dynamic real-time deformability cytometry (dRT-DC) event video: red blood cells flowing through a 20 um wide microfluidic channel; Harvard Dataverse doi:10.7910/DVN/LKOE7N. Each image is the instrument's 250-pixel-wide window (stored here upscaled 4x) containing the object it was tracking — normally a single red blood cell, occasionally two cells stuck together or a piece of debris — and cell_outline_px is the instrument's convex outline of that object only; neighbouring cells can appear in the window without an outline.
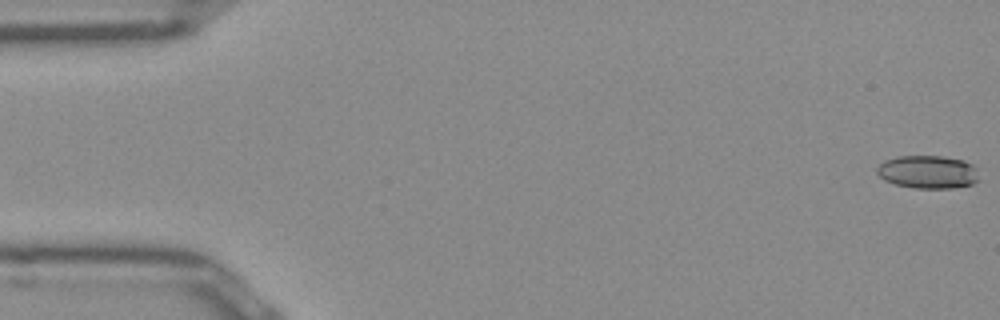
{"species": "Egyptian fruit bat (a non-hibernating species)", "species_latin": "Rousettus aegyptiacus", "temperature_condition": "room temperature", "stored_images_in_passage": 52, "camera_frame_rate_fps": 3000, "um_per_image_px": 0.085, "frame": {"image": 1, "passage_image": 1, "time_ms": 0.0, "image_size_px": [1000, 320], "cell_outline_px": [[980, 180], [972, 184], [952, 188], [912, 188], [896, 184], [884, 180], [876, 172], [876, 168], [884, 160], [900, 156], [944, 156], [964, 160], [972, 164], [976, 168]], "centroid_in_image_um": [78.89, 14.61], "position_along_channel_um": 6.1, "area_um2": 19.83}}
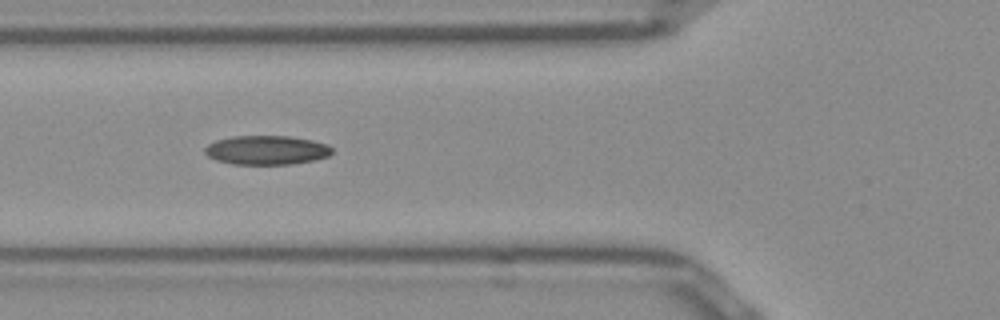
{"frame": {"image": 2, "passage_image": 19, "time_ms": 6.0, "image_size_px": [1000, 320], "cell_outline_px": [[332, 152], [328, 156], [312, 160], [292, 164], [232, 164], [216, 160], [208, 156], [204, 152], [204, 148], [208, 144], [216, 140], [232, 136], [288, 136], [312, 140], [328, 144], [332, 148]], "centroid_in_image_um": [22.64, 12.75], "position_along_channel_um": 103.2, "area_um2": 21.56}}
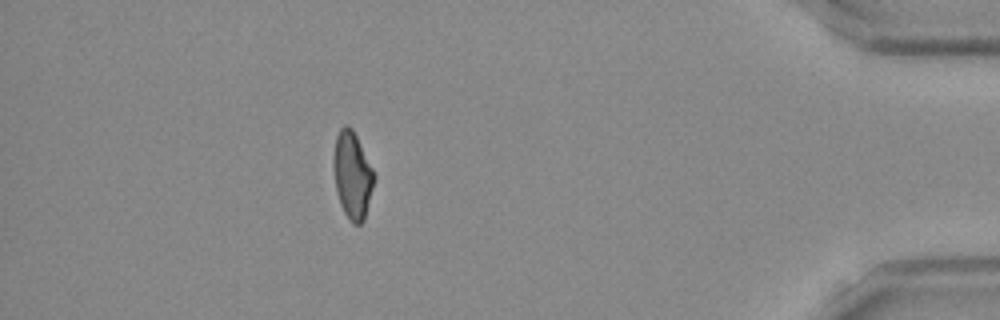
{"frame": {"image": 3, "passage_image": 46, "time_ms": 15.0, "image_size_px": [1000, 320], "cell_outline_px": [[376, 176], [364, 220], [360, 224], [352, 224], [344, 212], [340, 204], [336, 188], [332, 160], [336, 136], [340, 128], [344, 124], [348, 124], [352, 128]], "centroid_in_image_um": [29.94, 14.88], "position_along_channel_um": 405.3, "area_um2": 20.52}, "authors_computed_cell_mechanics": {"area_um2": 20.6346, "velocity_mm_per_s": 3.9403, "shape_relaxation_time_tau1_ms": null, "shape_relaxation_time_tau2_ms": 3.6555, "deformation_change_tau1": null, "deformation_change_tau2": 0.1047}}